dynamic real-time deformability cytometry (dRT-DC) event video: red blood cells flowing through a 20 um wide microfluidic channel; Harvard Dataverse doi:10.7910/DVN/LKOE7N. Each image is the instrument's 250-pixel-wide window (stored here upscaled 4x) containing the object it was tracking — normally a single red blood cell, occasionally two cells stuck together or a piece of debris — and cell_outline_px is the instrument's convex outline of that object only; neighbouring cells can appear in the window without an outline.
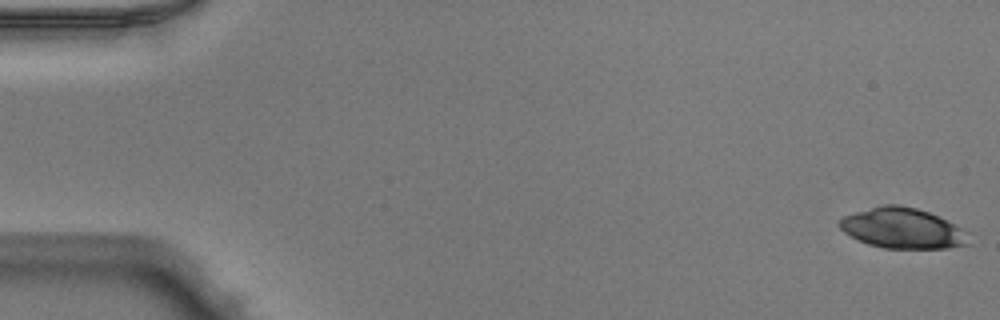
{"species": "Egyptian fruit bat (a non-hibernating species)", "species_latin": "Rousettus aegyptiacus", "temperature_condition": "warm", "stored_images_in_passage": 50, "camera_frame_rate_fps": 3000, "um_per_image_px": 0.085, "animal": {"sex": "male"}, "frame": {"image": 1, "passage_image": 1, "time_ms": 0.0, "image_size_px": [1000, 320], "cell_outline_px": [[972, 244], [948, 248], [884, 248], [868, 244], [844, 232], [836, 224], [836, 220], [844, 216], [856, 212], [884, 204], [896, 204], [916, 208], [928, 212], [960, 228]], "centroid_in_image_um": [76.66, 19.41], "position_along_channel_um": 8.3, "area_um2": 30.0}}